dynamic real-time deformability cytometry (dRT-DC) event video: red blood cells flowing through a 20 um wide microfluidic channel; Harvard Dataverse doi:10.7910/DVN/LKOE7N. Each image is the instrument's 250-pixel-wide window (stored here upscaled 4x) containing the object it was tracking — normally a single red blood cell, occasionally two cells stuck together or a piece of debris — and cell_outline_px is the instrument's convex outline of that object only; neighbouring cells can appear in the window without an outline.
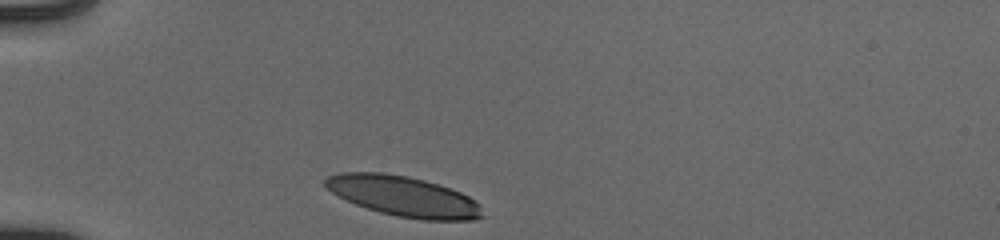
{"species": "human", "species_latin": "Homo sapiens", "temperature_condition": "cold", "stored_images_in_passage": 30, "camera_frame_rate_fps": 3000, "um_per_image_px": 0.085, "donor": {"sex": "male"}, "frame": {"image": 1, "passage_image": 1, "time_ms": 0.0, "image_size_px": [1000, 240], "cell_outline_px": [[484, 216], [472, 220], [424, 220], [396, 216], [380, 212], [356, 204], [332, 192], [324, 184], [324, 180], [328, 176], [340, 172], [384, 172], [408, 176], [424, 180], [460, 192], [468, 196], [480, 204]], "centroid_in_image_um": [34.31, 16.68], "position_along_channel_um": 50.7, "area_um2": 36.65}}
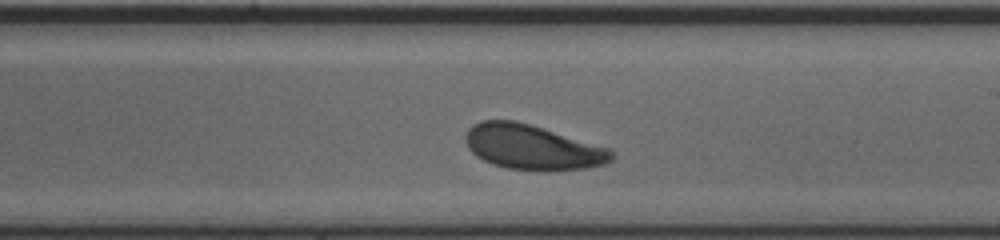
{"frame": {"image": 2, "passage_image": 18, "time_ms": 5.667, "image_size_px": [1000, 240], "cell_outline_px": [[616, 156], [608, 164], [584, 168], [548, 172], [540, 172], [508, 168], [492, 164], [476, 156], [468, 148], [464, 140], [464, 136], [468, 128], [472, 124], [480, 120], [516, 120], [608, 148]], "centroid_in_image_um": [45.23, 12.53], "position_along_channel_um": 243.8, "area_um2": 38.55}}
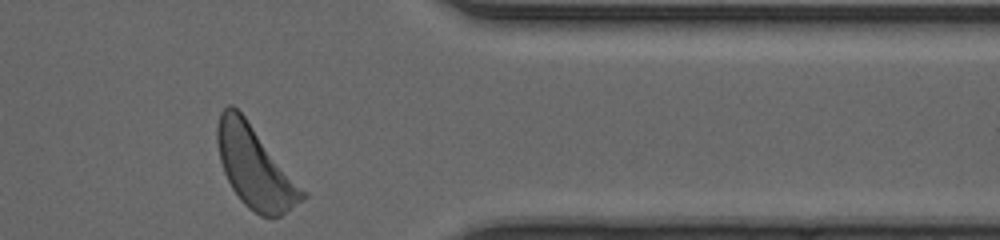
{"frame": {"image": 3, "passage_image": 30, "time_ms": 9.667, "image_size_px": [1000, 240], "cell_outline_px": [[308, 196], [280, 216], [272, 220], [260, 216], [248, 208], [240, 200], [232, 188], [224, 172], [220, 160], [216, 140], [216, 124], [220, 112], [228, 104], [232, 104], [244, 116], [308, 192]], "centroid_in_image_um": [21.68, 14.24], "position_along_channel_um": 389.7, "area_um2": 40.69}, "authors_computed_cell_mechanics": {"area_um2": 38.5815, "velocity_mm_per_s": 3.8904, "shape_relaxation_time_tau1_ms": 1.5414, "shape_relaxation_time_tau2_ms": 7.9813, "deformation_change_tau1": 0.0893, "deformation_change_tau2": 0.1493}}